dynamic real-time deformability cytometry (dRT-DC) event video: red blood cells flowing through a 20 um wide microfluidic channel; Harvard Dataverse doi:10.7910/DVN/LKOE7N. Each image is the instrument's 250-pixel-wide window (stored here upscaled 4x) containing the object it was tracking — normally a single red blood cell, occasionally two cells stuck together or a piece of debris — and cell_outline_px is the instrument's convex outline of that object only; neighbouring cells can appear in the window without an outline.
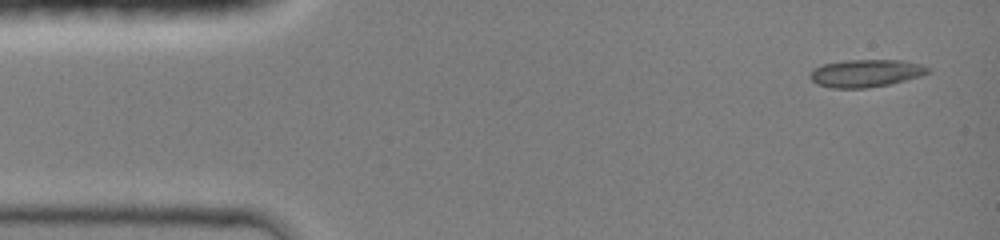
{"species": "common noctule bat (a hibernating species)", "species_latin": "Nyctalus noctula", "temperature_condition": "room temperature", "stored_images_in_passage": 6, "camera_frame_rate_fps": 3000, "um_per_image_px": 0.085, "animal": {"sex": "female", "body_mass_g": 19.0, "forearm_length_mm": 51.5}, "frame": {"image": 1, "passage_image": 1, "time_ms": 0.0, "image_size_px": [1000, 240], "cell_outline_px": [[932, 72], [920, 76], [888, 84], [864, 88], [832, 88], [816, 84], [808, 76], [812, 68], [824, 64], [848, 60], [900, 60], [920, 64], [932, 68]], "centroid_in_image_um": [73.58, 6.22], "position_along_channel_um": 11.4, "area_um2": 18.96}}
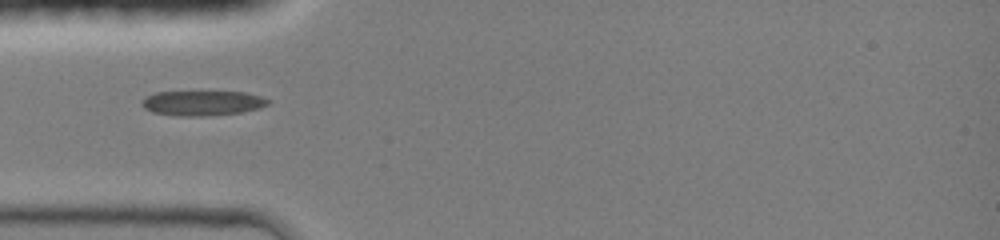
{"frame": {"image": 2, "passage_image": 5, "time_ms": 3.667, "image_size_px": [1000, 240], "cell_outline_px": [[272, 100], [268, 104], [260, 108], [240, 112], [204, 116], [176, 116], [152, 112], [144, 108], [140, 104], [140, 100], [144, 96], [156, 92], [244, 92], [260, 96]], "centroid_in_image_um": [17.15, 8.76], "position_along_channel_um": 67.8, "area_um2": 18.44}}